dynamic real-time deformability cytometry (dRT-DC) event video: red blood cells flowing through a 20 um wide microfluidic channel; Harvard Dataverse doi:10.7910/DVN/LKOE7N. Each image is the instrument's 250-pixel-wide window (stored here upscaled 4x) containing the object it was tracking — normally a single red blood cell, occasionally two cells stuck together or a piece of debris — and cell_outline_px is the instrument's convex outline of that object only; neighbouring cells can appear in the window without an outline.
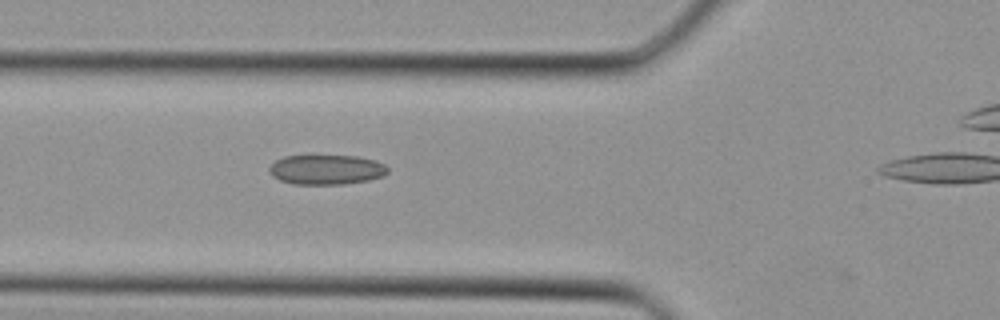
{"species": "Egyptian fruit bat (a non-hibernating species)", "species_latin": "Rousettus aegyptiacus", "temperature_condition": "cold", "stored_images_in_passage": 10, "camera_frame_rate_fps": 3000, "um_per_image_px": 0.085, "animal": {"sex": "female"}, "frame": {"image": 1, "passage_image": 9, "time_ms": 2.667, "image_size_px": [1000, 320], "cell_outline_px": [[388, 172], [380, 176], [368, 180], [344, 184], [292, 184], [280, 180], [272, 176], [268, 168], [276, 160], [284, 156], [356, 156], [376, 160], [384, 164], [388, 168]], "centroid_in_image_um": [27.73, 14.42], "position_along_channel_um": 98.1, "area_um2": 20.46}}